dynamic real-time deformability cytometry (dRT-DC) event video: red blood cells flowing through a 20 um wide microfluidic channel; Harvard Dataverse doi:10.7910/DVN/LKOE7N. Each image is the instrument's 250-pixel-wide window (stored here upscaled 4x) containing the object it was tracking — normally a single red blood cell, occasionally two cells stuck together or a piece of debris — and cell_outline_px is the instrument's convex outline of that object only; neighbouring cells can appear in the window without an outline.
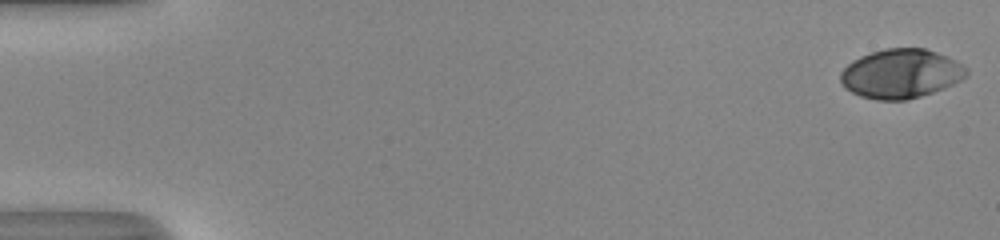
{"species": "human", "species_latin": "Homo sapiens", "temperature_condition": "room temperature", "stored_images_in_passage": 43, "camera_frame_rate_fps": 3000, "um_per_image_px": 0.085, "donor": {"sex": "male"}, "frame": {"image": 1, "passage_image": 1, "time_ms": 0.0, "image_size_px": [1000, 240], "cell_outline_px": [[968, 72], [960, 80], [944, 88], [908, 100], [876, 100], [860, 96], [844, 88], [840, 80], [840, 72], [852, 60], [860, 56], [884, 48], [924, 48], [948, 56], [968, 68]], "centroid_in_image_um": [76.55, 6.26], "position_along_channel_um": 8.4, "area_um2": 36.13}}
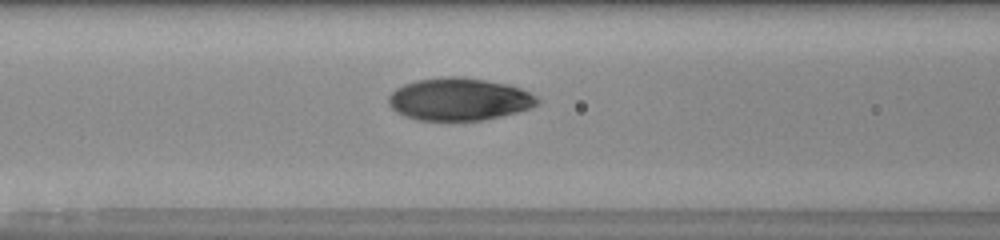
{"frame": {"image": 2, "passage_image": 23, "time_ms": 7.333, "image_size_px": [1000, 240], "cell_outline_px": [[540, 104], [532, 108], [484, 120], [416, 120], [404, 116], [396, 112], [388, 104], [388, 96], [396, 88], [404, 84], [416, 80], [448, 76], [460, 76], [508, 84], [520, 88], [536, 96], [540, 100]], "centroid_in_image_um": [39.02, 8.43], "position_along_channel_um": 127.6, "area_um2": 36.99}}
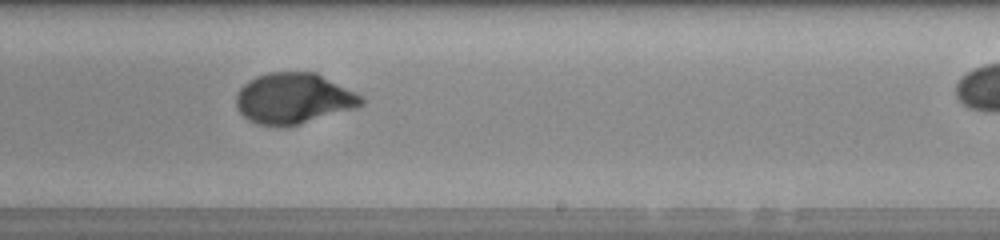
{"frame": {"image": 3, "passage_image": 33, "time_ms": 10.667, "image_size_px": [1000, 240], "cell_outline_px": [[364, 104], [356, 108], [288, 128], [256, 124], [248, 120], [236, 108], [236, 96], [240, 88], [248, 80], [256, 76], [268, 72], [316, 72], [356, 92], [364, 100]], "centroid_in_image_um": [24.95, 8.39], "position_along_channel_um": 264.1, "area_um2": 37.51}}